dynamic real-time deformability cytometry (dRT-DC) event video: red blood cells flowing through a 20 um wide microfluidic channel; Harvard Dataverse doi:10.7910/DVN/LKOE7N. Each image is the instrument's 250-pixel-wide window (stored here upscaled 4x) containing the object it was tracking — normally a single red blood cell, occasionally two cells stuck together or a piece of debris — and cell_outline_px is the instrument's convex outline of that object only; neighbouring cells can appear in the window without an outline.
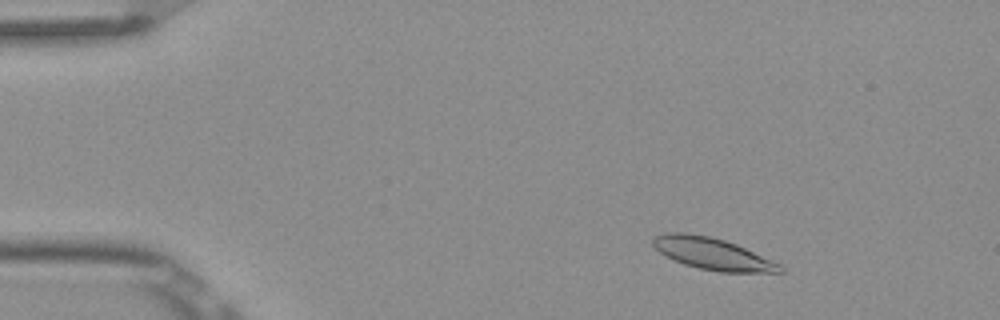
{"species": "Egyptian fruit bat (a non-hibernating species)", "species_latin": "Rousettus aegyptiacus", "temperature_condition": "room temperature", "stored_images_in_passage": 5, "camera_frame_rate_fps": 3000, "um_per_image_px": 0.085, "frame": {"image": 1, "passage_image": 2, "time_ms": 0.333, "image_size_px": [1000, 320], "cell_outline_px": [[784, 272], [720, 272], [700, 268], [684, 264], [660, 252], [652, 244], [652, 236], [668, 232], [684, 232], [708, 236], [724, 240], [736, 244], [780, 264], [784, 268]], "centroid_in_image_um": [60.55, 21.56], "position_along_channel_um": 24.5, "area_um2": 23.24}}
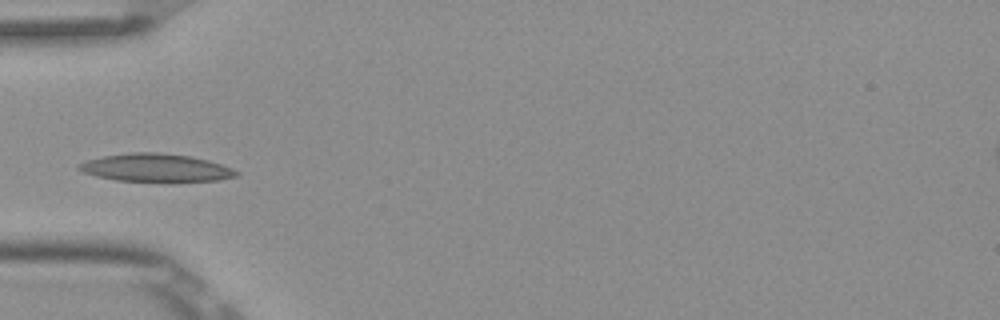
{"frame": {"image": 2, "passage_image": 5, "time_ms": 1.333, "image_size_px": [1000, 320], "cell_outline_px": [[240, 172], [236, 176], [220, 180], [168, 184], [116, 180], [96, 176], [84, 172], [76, 168], [76, 164], [88, 160], [104, 156], [132, 152], [160, 152], [192, 156], [208, 160], [232, 168]], "centroid_in_image_um": [13.29, 14.3], "position_along_channel_um": 71.7, "area_um2": 26.65}}